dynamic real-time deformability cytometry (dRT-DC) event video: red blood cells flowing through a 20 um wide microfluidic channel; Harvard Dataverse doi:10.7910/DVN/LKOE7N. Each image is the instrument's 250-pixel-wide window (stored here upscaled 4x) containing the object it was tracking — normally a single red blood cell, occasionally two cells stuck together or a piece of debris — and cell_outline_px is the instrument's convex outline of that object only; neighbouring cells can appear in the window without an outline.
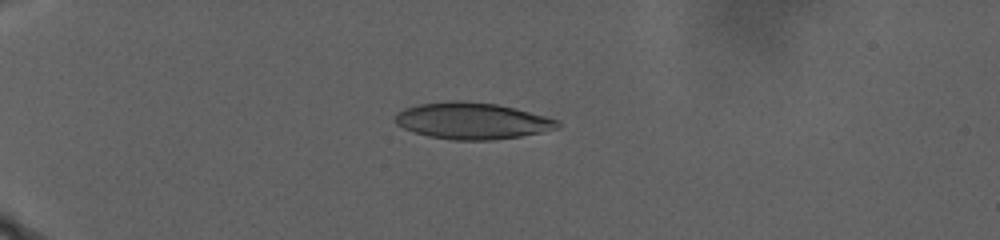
{"species": "human", "species_latin": "Homo sapiens", "temperature_condition": "warm", "stored_images_in_passage": 102, "camera_frame_rate_fps": 3000, "um_per_image_px": 0.085, "donor": {"sex": "male"}, "frame": {"image": 1, "passage_image": 31, "time_ms": 10.0, "image_size_px": [1000, 240], "cell_outline_px": [[560, 128], [520, 136], [492, 140], [452, 140], [428, 136], [404, 128], [396, 124], [396, 112], [404, 108], [420, 104], [452, 100], [460, 100], [496, 104], [516, 108], [560, 120]], "centroid_in_image_um": [40.15, 10.27], "position_along_channel_um": 44.8, "area_um2": 34.56}}
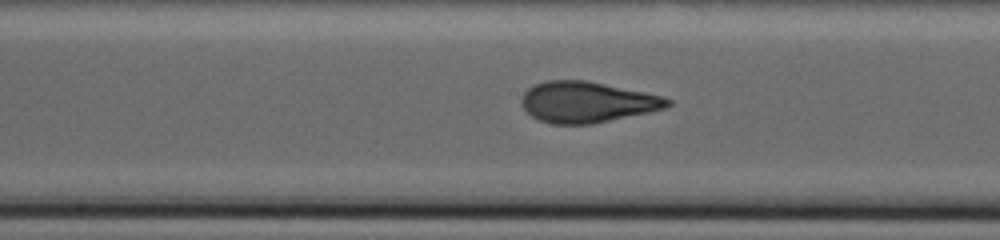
{"frame": {"image": 2, "passage_image": 60, "time_ms": 19.667, "image_size_px": [1000, 240], "cell_outline_px": [[672, 104], [668, 108], [592, 124], [556, 124], [540, 120], [532, 116], [524, 108], [520, 100], [524, 92], [528, 88], [536, 84], [548, 80], [584, 80], [664, 96], [672, 100]], "centroid_in_image_um": [49.92, 8.68], "position_along_channel_um": 198.3, "area_um2": 34.62}}
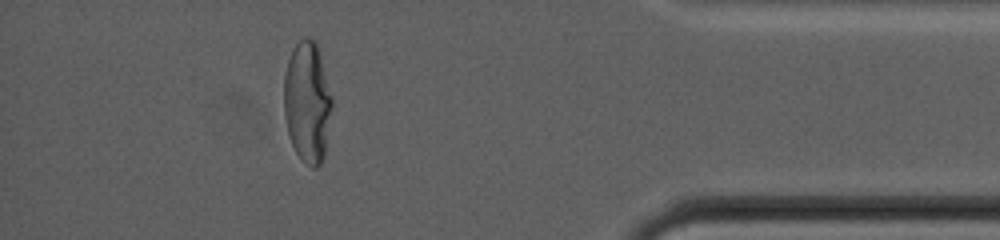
{"frame": {"image": 3, "passage_image": 93, "time_ms": 30.667, "image_size_px": [1000, 240], "cell_outline_px": [[332, 108], [324, 156], [320, 164], [316, 168], [312, 168], [296, 152], [292, 144], [288, 132], [284, 116], [284, 72], [292, 48], [300, 40], [316, 40], [332, 96]], "centroid_in_image_um": [26.12, 8.67], "position_along_channel_um": 409.1, "area_um2": 33.76}}